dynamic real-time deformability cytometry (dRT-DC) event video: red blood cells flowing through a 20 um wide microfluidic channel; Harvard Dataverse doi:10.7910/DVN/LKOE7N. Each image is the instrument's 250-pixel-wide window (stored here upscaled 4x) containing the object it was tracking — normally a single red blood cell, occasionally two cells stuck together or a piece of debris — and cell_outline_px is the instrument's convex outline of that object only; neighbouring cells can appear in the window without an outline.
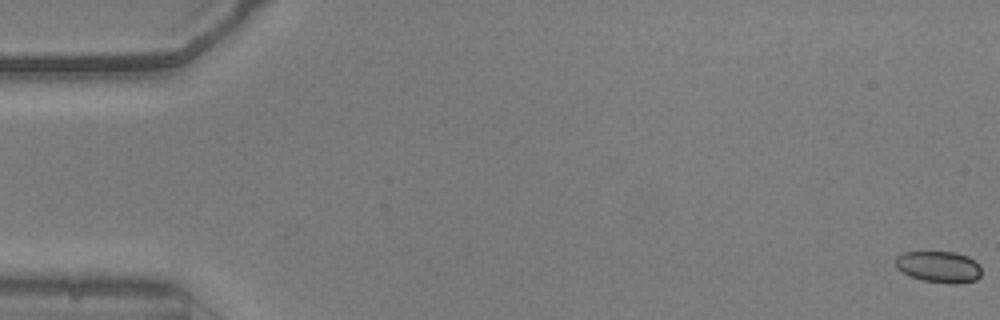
{"species": "common noctule bat (a hibernating species)", "species_latin": "Nyctalus noctula", "temperature_condition": "warm", "stored_images_in_passage": 55, "camera_frame_rate_fps": 3000, "um_per_image_px": 0.085, "animal": {"sex": "male", "body_mass_g": 20.5, "forearm_length_mm": 52.5}, "frame": {"image": 1, "passage_image": 1, "time_ms": 0.0, "image_size_px": [1000, 320], "cell_outline_px": [[980, 276], [976, 280], [956, 284], [924, 280], [908, 276], [896, 268], [896, 256], [904, 252], [956, 252], [968, 256], [980, 268]], "centroid_in_image_um": [79.77, 22.68], "position_along_channel_um": 5.2, "area_um2": 15.61}}
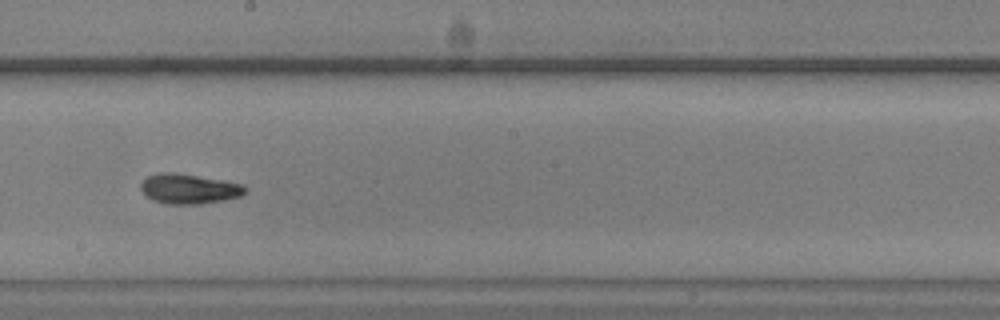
{"frame": {"image": 2, "passage_image": 31, "time_ms": 10.0, "image_size_px": [1000, 320], "cell_outline_px": [[248, 192], [240, 196], [224, 200], [200, 204], [164, 204], [152, 200], [140, 188], [140, 184], [144, 176], [160, 172], [172, 172], [224, 180], [240, 184], [248, 188]], "centroid_in_image_um": [16.05, 16.05], "position_along_channel_um": 232.2, "area_um2": 18.38}}
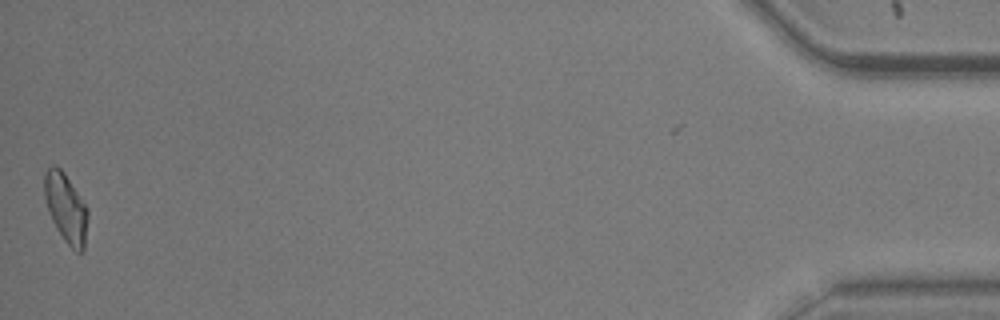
{"frame": {"image": 3, "passage_image": 54, "time_ms": 17.667, "image_size_px": [1000, 320], "cell_outline_px": [[88, 216], [84, 252], [76, 252], [64, 240], [56, 228], [48, 212], [44, 196], [44, 172], [52, 164], [56, 164], [64, 172], [88, 208]], "centroid_in_image_um": [5.6, 17.67], "position_along_channel_um": 429.6, "area_um2": 17.69}, "authors_computed_cell_mechanics": {"area_um2": 17.2822, "velocity_mm_per_s": 3.8332, "shape_relaxation_time_tau1_ms": 4.0353, "shape_relaxation_time_tau2_ms": 2.3573, "deformation_change_tau1": 0.1424, "deformation_change_tau2": 0.0794}}